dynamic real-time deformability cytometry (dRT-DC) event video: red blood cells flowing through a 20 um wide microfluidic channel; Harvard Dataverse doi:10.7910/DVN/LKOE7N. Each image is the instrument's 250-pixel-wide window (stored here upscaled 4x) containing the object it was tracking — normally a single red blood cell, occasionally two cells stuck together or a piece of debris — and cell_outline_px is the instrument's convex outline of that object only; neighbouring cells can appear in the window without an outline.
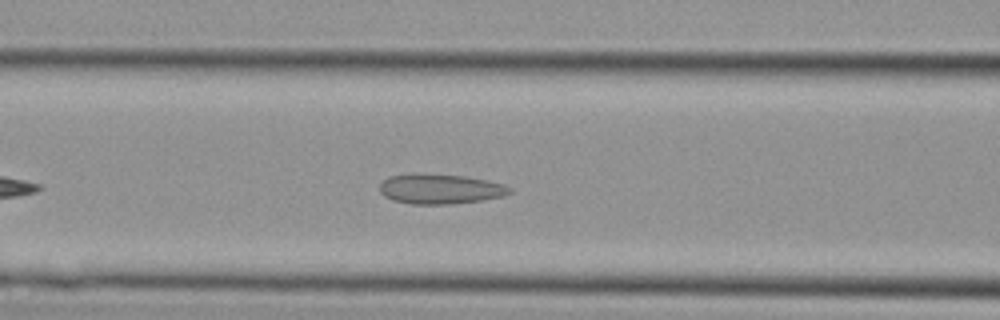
{"species": "Egyptian fruit bat (a non-hibernating species)", "species_latin": "Rousettus aegyptiacus", "temperature_condition": "cold", "stored_images_in_passage": 24, "camera_frame_rate_fps": 3000, "um_per_image_px": 0.085, "animal": {"sex": "female"}, "frame": {"image": 1, "passage_image": 7, "time_ms": 2.0, "image_size_px": [1000, 320], "cell_outline_px": [[512, 192], [500, 196], [484, 200], [448, 204], [412, 204], [392, 200], [384, 196], [380, 192], [380, 184], [388, 176], [464, 176], [488, 180], [504, 184], [512, 188]], "centroid_in_image_um": [37.47, 16.1], "position_along_channel_um": 129.1, "area_um2": 21.85}}
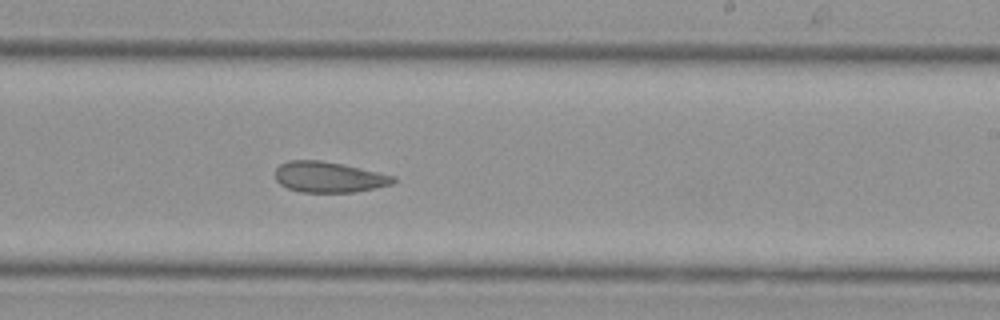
{"frame": {"image": 2, "passage_image": 14, "time_ms": 4.333, "image_size_px": [1000, 320], "cell_outline_px": [[396, 180], [392, 184], [352, 192], [300, 192], [288, 188], [280, 184], [276, 180], [276, 168], [280, 164], [288, 160], [320, 160], [340, 164], [396, 176]], "centroid_in_image_um": [27.91, 15.05], "position_along_channel_um": 261.1, "area_um2": 20.87}}
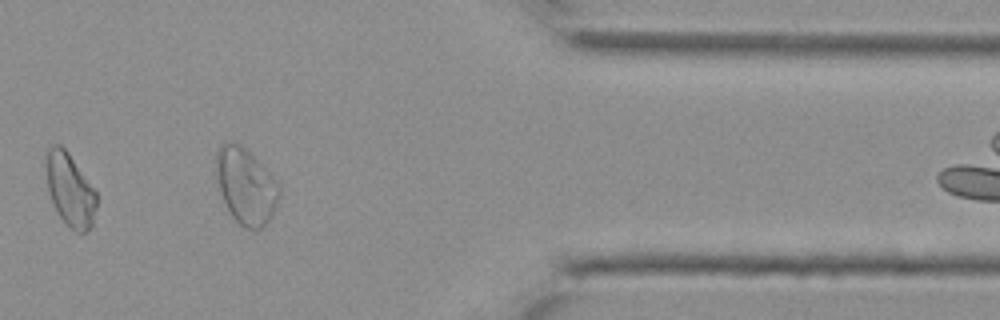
{"frame": {"image": 3, "passage_image": 22, "time_ms": 7.0, "image_size_px": [1000, 320], "cell_outline_px": [[100, 196], [92, 224], [88, 232], [76, 232], [60, 216], [48, 192], [44, 164], [48, 148], [52, 144], [60, 144], [68, 152]], "centroid_in_image_um": [5.97, 16.1], "position_along_channel_um": 405.4, "area_um2": 21.73}}